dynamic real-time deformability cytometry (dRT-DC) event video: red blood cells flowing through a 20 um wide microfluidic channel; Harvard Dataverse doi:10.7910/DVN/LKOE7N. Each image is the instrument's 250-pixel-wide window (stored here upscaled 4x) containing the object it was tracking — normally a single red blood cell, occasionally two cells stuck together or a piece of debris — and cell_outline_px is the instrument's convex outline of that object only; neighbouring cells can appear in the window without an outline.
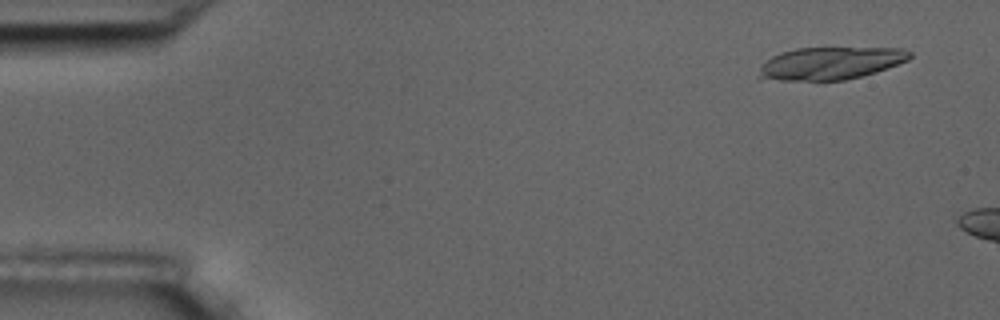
{"species": "common noctule bat (a hibernating species)", "species_latin": "Nyctalus noctula", "temperature_condition": "room temperature", "stored_images_in_passage": 3, "camera_frame_rate_fps": 3000, "um_per_image_px": 0.085, "animal": {"sex": "male", "body_mass_g": 17.5, "forearm_length_mm": 52.3}, "frame": {"image": 1, "passage_image": 1, "time_ms": 0.0, "image_size_px": [1000, 320], "cell_outline_px": [[912, 56], [908, 60], [876, 72], [844, 80], [760, 80], [756, 76], [760, 68], [772, 56], [796, 48], [904, 48], [912, 52]], "centroid_in_image_um": [70.58, 5.38], "position_along_channel_um": 14.4, "area_um2": 28.5}}